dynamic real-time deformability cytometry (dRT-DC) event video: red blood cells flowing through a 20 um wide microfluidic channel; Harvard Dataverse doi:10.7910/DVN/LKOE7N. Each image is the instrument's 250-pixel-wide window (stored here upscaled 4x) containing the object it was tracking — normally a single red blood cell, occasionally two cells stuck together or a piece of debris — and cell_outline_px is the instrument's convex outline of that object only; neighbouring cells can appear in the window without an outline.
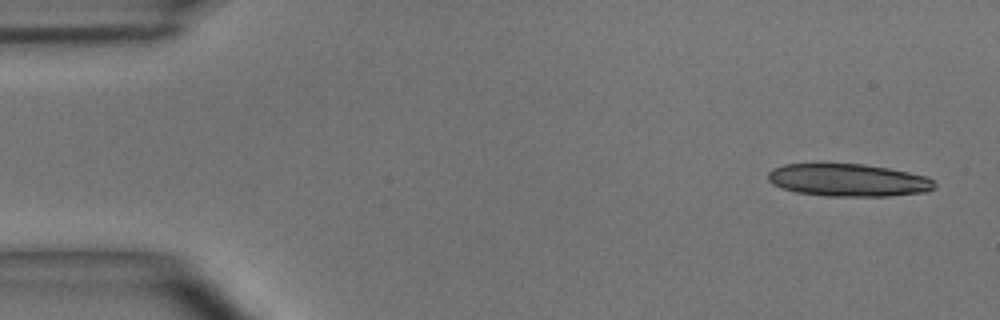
{"species": "common noctule bat (a hibernating species)", "species_latin": "Nyctalus noctula", "temperature_condition": "room temperature", "stored_images_in_passage": 4, "camera_frame_rate_fps": 3000, "um_per_image_px": 0.085, "animal": {"sex": "male", "body_mass_g": 15.6}, "frame": {"image": 1, "passage_image": 1, "time_ms": 0.0, "image_size_px": [1000, 320], "cell_outline_px": [[936, 188], [924, 192], [888, 196], [828, 196], [796, 192], [772, 184], [768, 180], [768, 172], [772, 168], [784, 164], [864, 164], [888, 168], [928, 176], [936, 184]], "centroid_in_image_um": [72.11, 15.31], "position_along_channel_um": 12.9, "area_um2": 31.62}}
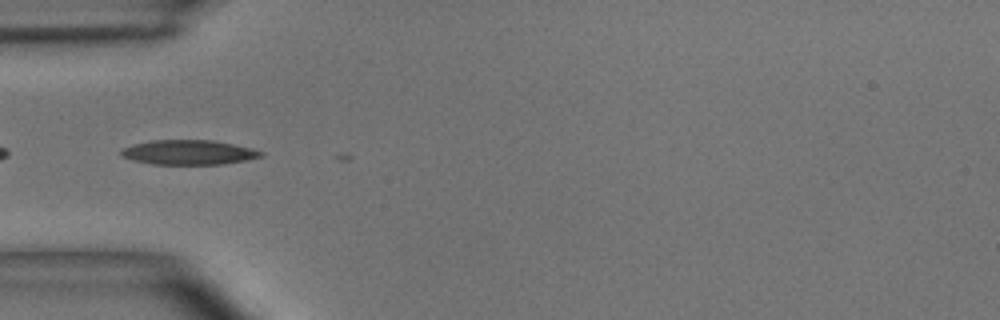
{"frame": {"image": 2, "passage_image": 4, "time_ms": 1.0, "image_size_px": [1000, 320], "cell_outline_px": [[264, 156], [224, 164], [152, 164], [132, 160], [124, 156], [120, 152], [124, 148], [136, 144], [152, 140], [212, 140], [252, 148], [264, 152]], "centroid_in_image_um": [16.08, 12.95], "position_along_channel_um": 68.9, "area_um2": 19.83}}